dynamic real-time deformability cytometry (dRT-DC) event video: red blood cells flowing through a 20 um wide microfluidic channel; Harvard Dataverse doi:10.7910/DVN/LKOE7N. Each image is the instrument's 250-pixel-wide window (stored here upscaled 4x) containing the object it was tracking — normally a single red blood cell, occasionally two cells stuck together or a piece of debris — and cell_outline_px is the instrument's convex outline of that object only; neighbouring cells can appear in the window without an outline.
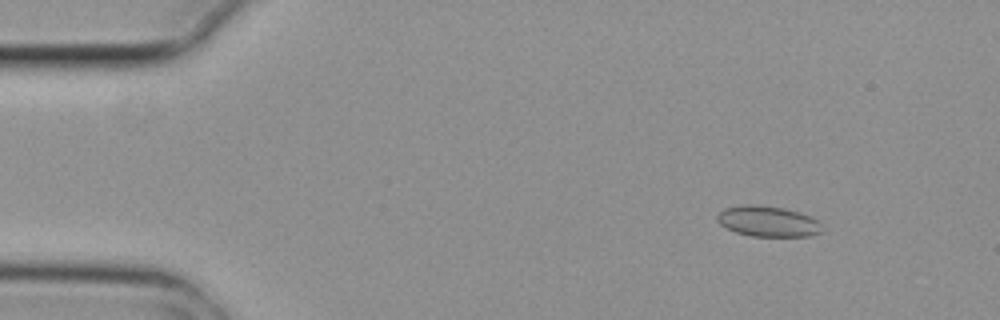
{"species": "common noctule bat (a hibernating species)", "species_latin": "Nyctalus noctula", "temperature_condition": "cold", "stored_images_in_passage": 5, "camera_frame_rate_fps": 3000, "um_per_image_px": 0.085, "animal": {"sex": "female", "body_mass_g": 29.2, "forearm_length_mm": 56.3}, "frame": {"image": 1, "passage_image": 2, "time_ms": 0.333, "image_size_px": [1000, 320], "cell_outline_px": [[820, 232], [812, 236], [752, 236], [736, 232], [720, 224], [716, 220], [716, 216], [724, 208], [744, 204], [756, 204], [784, 208], [808, 216], [816, 220], [820, 224]], "centroid_in_image_um": [65.22, 18.81], "position_along_channel_um": 19.8, "area_um2": 18.5}}
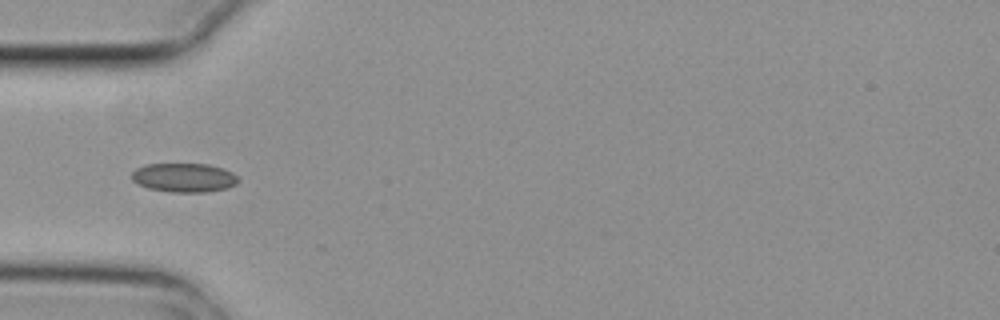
{"frame": {"image": 2, "passage_image": 5, "time_ms": 1.333, "image_size_px": [1000, 320], "cell_outline_px": [[240, 180], [236, 184], [228, 188], [208, 192], [172, 192], [148, 188], [136, 184], [132, 180], [132, 172], [136, 168], [144, 164], [208, 164], [232, 172]], "centroid_in_image_um": [15.62, 15.1], "position_along_channel_um": 69.4, "area_um2": 18.09}}